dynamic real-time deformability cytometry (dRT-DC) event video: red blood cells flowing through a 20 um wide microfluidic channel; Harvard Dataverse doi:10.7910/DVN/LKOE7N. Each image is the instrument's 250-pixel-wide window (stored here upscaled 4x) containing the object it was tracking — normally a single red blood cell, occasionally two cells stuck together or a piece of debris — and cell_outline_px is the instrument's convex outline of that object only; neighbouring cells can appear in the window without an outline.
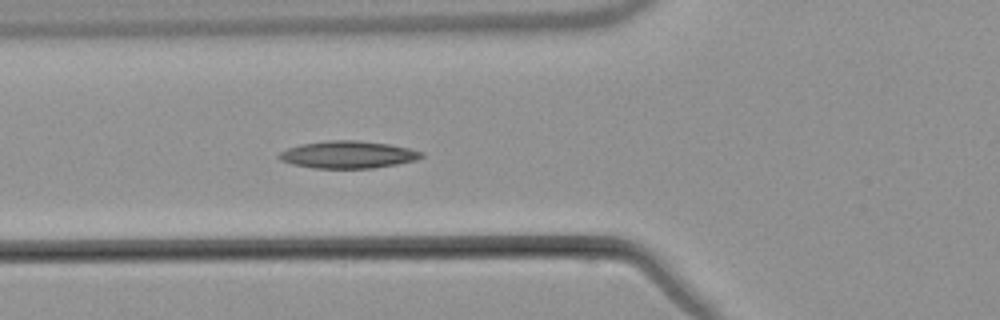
{"species": "common noctule bat (a hibernating species)", "species_latin": "Nyctalus noctula", "temperature_condition": "warm", "stored_images_in_passage": 5, "camera_frame_rate_fps": 3000, "um_per_image_px": 0.085, "animal": {"sex": "male", "body_mass_g": 21.5, "forearm_length_mm": 52.0}, "frame": {"image": 1, "passage_image": 5, "time_ms": 5.667, "image_size_px": [1000, 320], "cell_outline_px": [[424, 156], [416, 160], [396, 164], [372, 168], [312, 168], [292, 164], [280, 160], [276, 156], [280, 152], [288, 148], [300, 144], [328, 140], [360, 140], [388, 144], [408, 148], [424, 152]], "centroid_in_image_um": [29.56, 13.14], "position_along_channel_um": 96.2, "area_um2": 22.72}}